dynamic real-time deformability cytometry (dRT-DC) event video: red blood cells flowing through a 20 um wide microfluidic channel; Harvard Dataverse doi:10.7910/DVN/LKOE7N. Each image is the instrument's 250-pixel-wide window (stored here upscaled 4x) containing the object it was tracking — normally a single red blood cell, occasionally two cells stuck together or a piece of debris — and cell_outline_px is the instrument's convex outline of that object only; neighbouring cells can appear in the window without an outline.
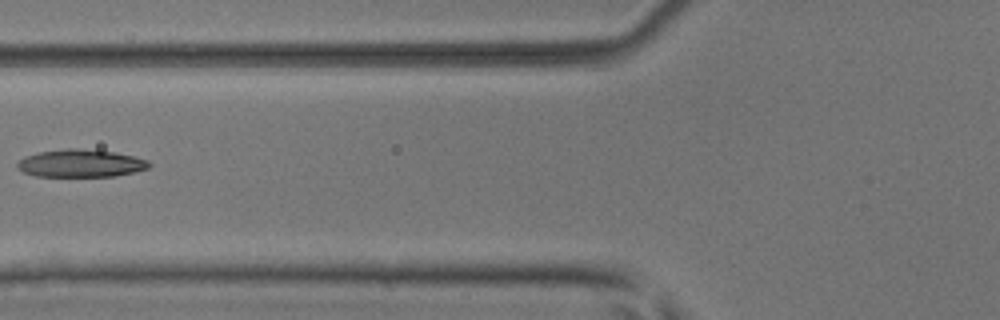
{"species": "common noctule bat (a hibernating species)", "species_latin": "Nyctalus noctula", "temperature_condition": "room temperature", "stored_images_in_passage": 6, "camera_frame_rate_fps": 3000, "um_per_image_px": 0.085, "animal": {"sex": "male", "body_mass_g": 17.9, "forearm_length_mm": 54.2}, "frame": {"image": 1, "passage_image": 5, "time_ms": 1.333, "image_size_px": [1000, 320], "cell_outline_px": [[152, 164], [148, 168], [136, 172], [116, 176], [36, 176], [24, 172], [16, 168], [16, 164], [24, 156], [40, 152], [64, 148], [76, 148], [116, 152], [136, 156], [148, 160]], "centroid_in_image_um": [6.89, 13.88], "position_along_channel_um": 118.9, "area_um2": 21.44}}
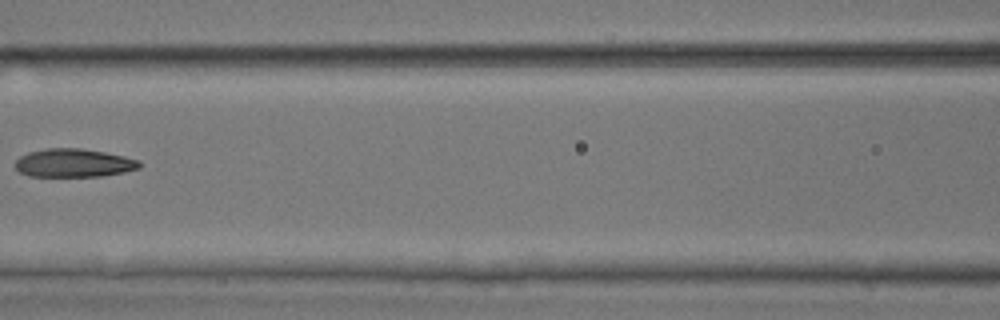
{"frame": {"image": 2, "passage_image": 6, "time_ms": 1.667, "image_size_px": [1000, 320], "cell_outline_px": [[140, 168], [124, 172], [100, 176], [28, 176], [20, 172], [16, 168], [16, 160], [20, 156], [28, 152], [48, 148], [80, 148], [104, 152], [124, 156], [140, 160]], "centroid_in_image_um": [6.27, 13.85], "position_along_channel_um": 160.3, "area_um2": 20.46}}